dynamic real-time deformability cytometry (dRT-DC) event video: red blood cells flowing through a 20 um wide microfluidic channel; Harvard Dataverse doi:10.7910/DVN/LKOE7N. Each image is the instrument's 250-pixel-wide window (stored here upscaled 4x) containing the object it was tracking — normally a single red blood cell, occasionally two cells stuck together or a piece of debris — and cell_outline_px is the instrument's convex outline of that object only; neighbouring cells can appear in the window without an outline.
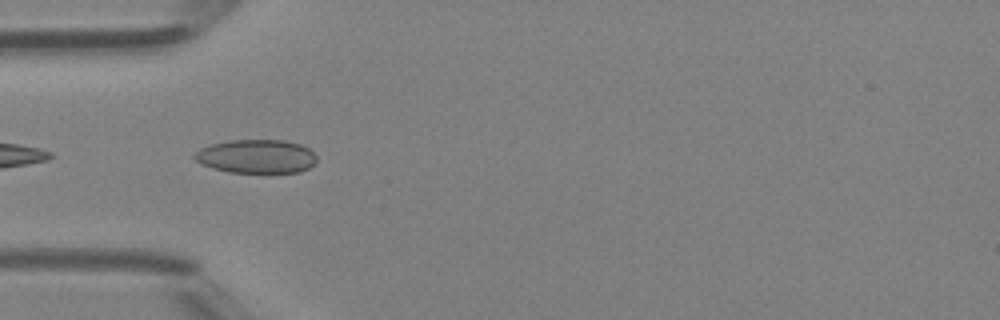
{"species": "Egyptian fruit bat (a non-hibernating species)", "species_latin": "Rousettus aegyptiacus", "temperature_condition": "room temperature", "stored_images_in_passage": 21, "camera_frame_rate_fps": 3000, "um_per_image_px": 0.085, "animal": {"sex": "female"}, "frame": {"image": 1, "passage_image": 15, "time_ms": 4.667, "image_size_px": [1000, 320], "cell_outline_px": [[316, 160], [308, 168], [300, 172], [228, 172], [212, 168], [200, 164], [192, 156], [200, 148], [212, 144], [232, 140], [284, 140], [300, 144], [308, 148], [316, 156]], "centroid_in_image_um": [21.77, 13.29], "position_along_channel_um": 63.2, "area_um2": 23.87}}
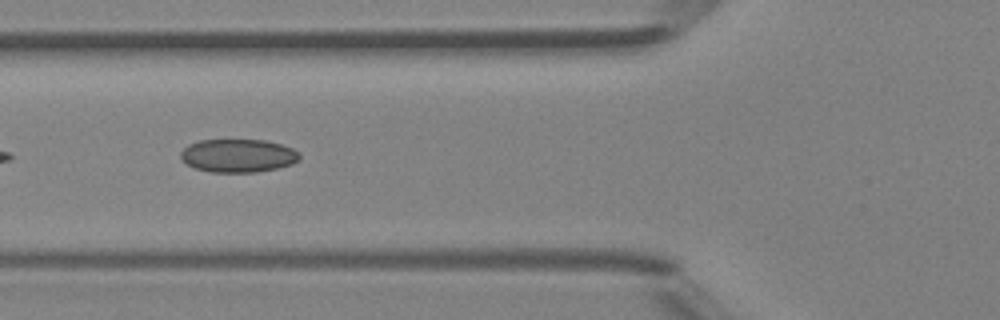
{"frame": {"image": 2, "passage_image": 18, "time_ms": 5.667, "image_size_px": [1000, 320], "cell_outline_px": [[300, 156], [292, 164], [276, 168], [256, 172], [212, 172], [196, 168], [188, 164], [180, 156], [180, 152], [188, 144], [200, 140], [264, 140], [280, 144], [292, 148], [300, 152]], "centroid_in_image_um": [20.24, 13.22], "position_along_channel_um": 105.6, "area_um2": 22.83}}